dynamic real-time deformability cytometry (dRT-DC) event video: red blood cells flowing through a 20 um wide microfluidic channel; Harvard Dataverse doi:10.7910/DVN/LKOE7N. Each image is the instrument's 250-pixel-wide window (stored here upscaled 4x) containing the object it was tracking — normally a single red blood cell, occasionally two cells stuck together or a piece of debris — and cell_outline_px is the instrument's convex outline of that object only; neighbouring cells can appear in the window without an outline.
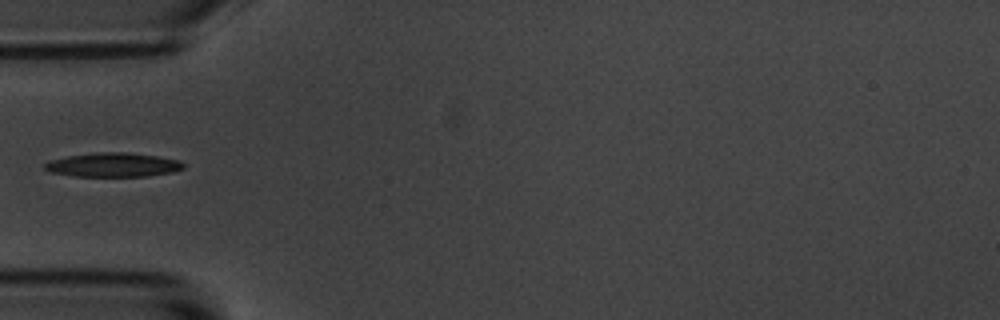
{"species": "common noctule bat (a hibernating species)", "species_latin": "Nyctalus noctula", "temperature_condition": "room temperature", "stored_images_in_passage": 6, "camera_frame_rate_fps": 3000, "um_per_image_px": 0.085, "animal": {"sex": "male", "body_mass_g": 20.1, "forearm_length_mm": 53.5}, "frame": {"image": 1, "passage_image": 5, "time_ms": 5.333, "image_size_px": [1000, 320], "cell_outline_px": [[184, 168], [172, 172], [148, 176], [72, 176], [52, 172], [44, 168], [44, 164], [52, 160], [68, 156], [100, 152], [124, 152], [156, 156], [180, 160], [184, 164]], "centroid_in_image_um": [9.64, 14.01], "position_along_channel_um": 75.4, "area_um2": 19.25}}